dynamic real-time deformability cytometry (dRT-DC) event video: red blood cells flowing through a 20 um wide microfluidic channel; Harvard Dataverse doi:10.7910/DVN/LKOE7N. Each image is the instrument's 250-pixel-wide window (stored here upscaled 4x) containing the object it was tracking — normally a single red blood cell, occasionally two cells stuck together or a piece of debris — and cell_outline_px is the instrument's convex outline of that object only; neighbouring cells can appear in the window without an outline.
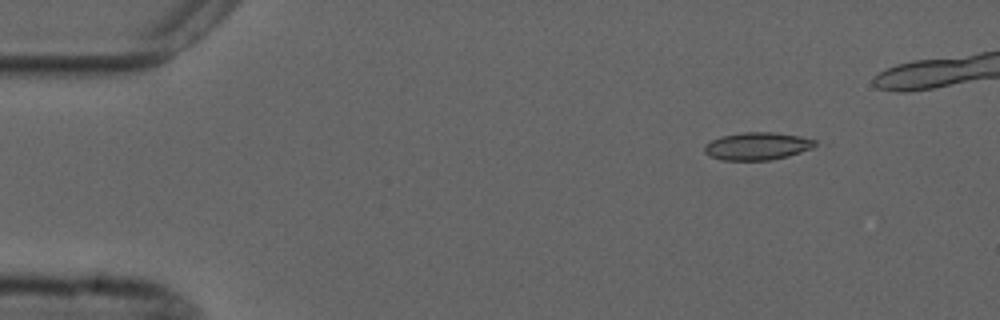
{"species": "common noctule bat (a hibernating species)", "species_latin": "Nyctalus noctula", "temperature_condition": "cold", "stored_images_in_passage": 8, "camera_frame_rate_fps": 3000, "um_per_image_px": 0.085, "animal": {"sex": "male", "forearm_length_mm": 52.5}, "frame": {"image": 1, "passage_image": 2, "time_ms": 1.0, "image_size_px": [1000, 320], "cell_outline_px": [[820, 144], [812, 148], [788, 156], [768, 160], [724, 160], [712, 156], [704, 152], [704, 144], [720, 136], [744, 132], [772, 132], [800, 136], [816, 140]], "centroid_in_image_um": [64.39, 12.41], "position_along_channel_um": 20.6, "area_um2": 17.8}}
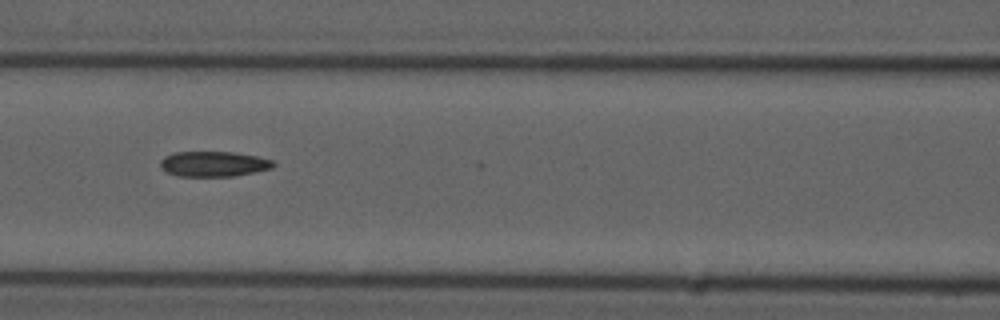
{"frame": {"image": 2, "passage_image": 6, "time_ms": 6.667, "image_size_px": [1000, 320], "cell_outline_px": [[276, 164], [272, 168], [256, 172], [236, 176], [176, 176], [160, 168], [160, 160], [164, 156], [172, 152], [236, 152], [256, 156], [272, 160]], "centroid_in_image_um": [18.15, 13.93], "position_along_channel_um": 148.5, "area_um2": 16.82}}
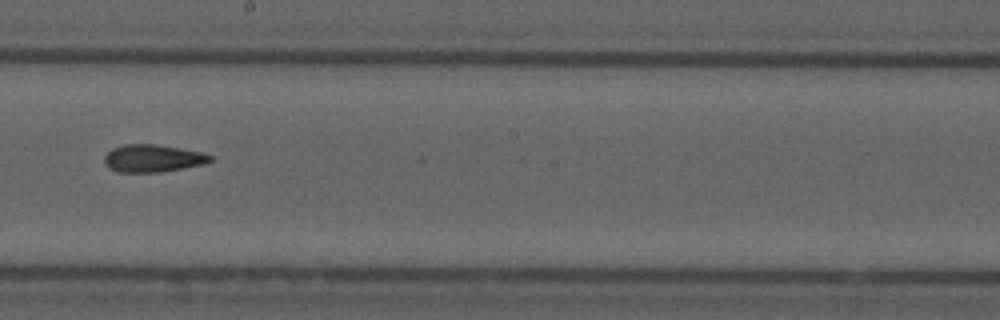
{"frame": {"image": 3, "passage_image": 8, "time_ms": 9.0, "image_size_px": [1000, 320], "cell_outline_px": [[212, 160], [204, 164], [160, 172], [116, 172], [108, 168], [104, 164], [104, 156], [112, 148], [124, 144], [156, 144], [204, 152], [212, 156]], "centroid_in_image_um": [12.96, 13.45], "position_along_channel_um": 235.2, "area_um2": 17.11}}